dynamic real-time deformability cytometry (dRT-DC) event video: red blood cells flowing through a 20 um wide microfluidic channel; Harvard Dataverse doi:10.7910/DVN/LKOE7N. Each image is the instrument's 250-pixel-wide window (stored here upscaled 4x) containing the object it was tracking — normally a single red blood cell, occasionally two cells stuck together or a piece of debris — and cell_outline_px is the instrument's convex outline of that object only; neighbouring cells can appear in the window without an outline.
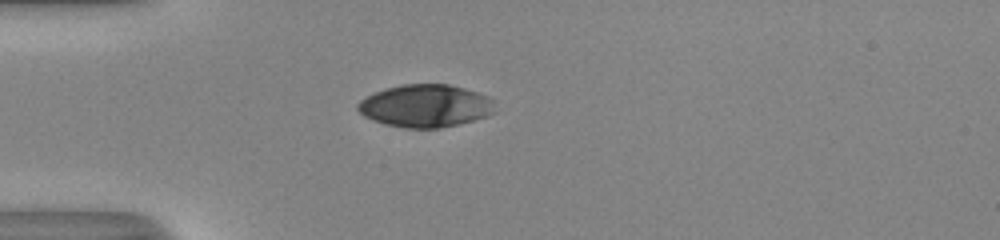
{"species": "human", "species_latin": "Homo sapiens", "temperature_condition": "room temperature", "stored_images_in_passage": 37, "camera_frame_rate_fps": 3000, "um_per_image_px": 0.085, "donor": {"sex": "male"}, "frame": {"image": 1, "passage_image": 1, "time_ms": 0.0, "image_size_px": [1000, 240], "cell_outline_px": [[496, 112], [488, 116], [440, 128], [404, 128], [384, 124], [372, 120], [364, 116], [356, 108], [356, 104], [360, 100], [384, 88], [404, 84], [448, 84], [464, 88], [488, 96], [492, 100]], "centroid_in_image_um": [36.15, 9.0], "position_along_channel_um": 48.9, "area_um2": 34.1}}
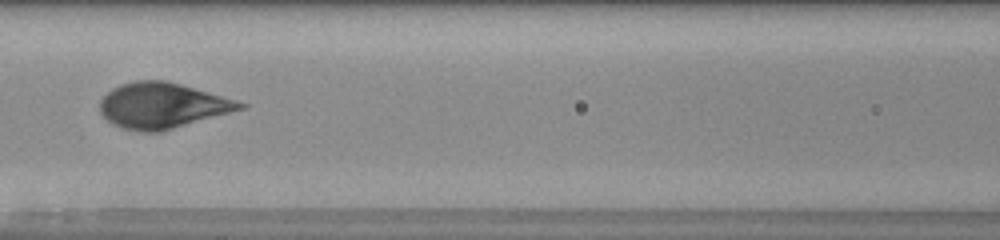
{"frame": {"image": 2, "passage_image": 10, "time_ms": 3.0, "image_size_px": [1000, 240], "cell_outline_px": [[248, 104], [244, 108], [160, 132], [140, 132], [124, 128], [112, 124], [100, 112], [100, 100], [112, 88], [120, 84], [136, 80], [164, 80], [180, 84], [236, 100]], "centroid_in_image_um": [13.76, 8.97], "position_along_channel_um": 152.8, "area_um2": 36.82}}
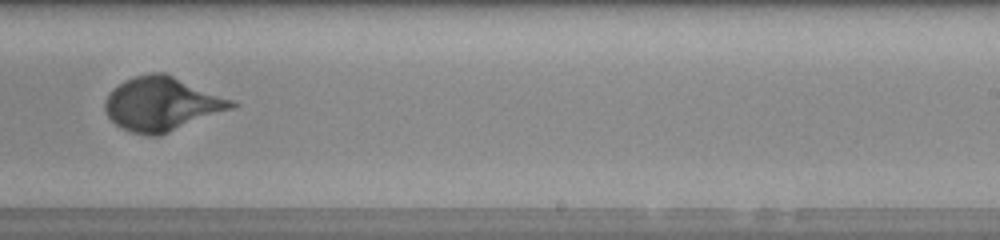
{"frame": {"image": 3, "passage_image": 19, "time_ms": 6.0, "image_size_px": [1000, 240], "cell_outline_px": [[240, 104], [236, 108], [160, 136], [148, 136], [132, 132], [116, 124], [108, 116], [104, 108], [104, 104], [112, 88], [124, 80], [136, 76], [152, 72], [164, 72], [232, 100]], "centroid_in_image_um": [13.78, 8.85], "position_along_channel_um": 275.2, "area_um2": 39.77}, "authors_computed_cell_mechanics": {"area_um2": 37.1076, "velocity_mm_per_s": 4.0925, "shape_relaxation_time_tau1_ms": 3.2683, "shape_relaxation_time_tau2_ms": null, "deformation_change_tau1": 0.1821, "deformation_change_tau2": null}}